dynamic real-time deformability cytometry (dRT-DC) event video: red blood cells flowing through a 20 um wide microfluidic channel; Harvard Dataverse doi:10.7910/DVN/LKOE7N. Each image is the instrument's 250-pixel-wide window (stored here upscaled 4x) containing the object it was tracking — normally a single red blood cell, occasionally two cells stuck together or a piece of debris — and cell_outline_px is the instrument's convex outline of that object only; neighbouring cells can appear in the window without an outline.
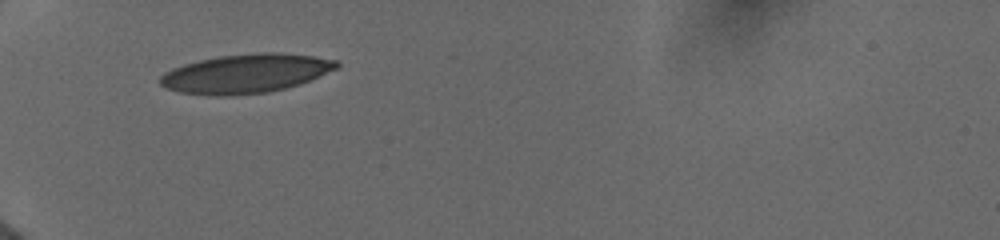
{"species": "human", "species_latin": "Homo sapiens", "temperature_condition": "cold", "stored_images_in_passage": 8, "camera_frame_rate_fps": 3000, "um_per_image_px": 0.085, "donor": {"sex": "female"}, "frame": {"image": 1, "passage_image": 1, "time_ms": 0.0, "image_size_px": [1000, 240], "cell_outline_px": [[340, 68], [300, 84], [268, 92], [232, 96], [212, 96], [180, 92], [164, 88], [160, 84], [160, 76], [164, 72], [172, 68], [184, 64], [200, 60], [220, 56], [256, 52], [280, 52], [312, 56], [336, 60], [340, 64]], "centroid_in_image_um": [20.89, 6.25], "position_along_channel_um": 64.1, "area_um2": 40.4}}